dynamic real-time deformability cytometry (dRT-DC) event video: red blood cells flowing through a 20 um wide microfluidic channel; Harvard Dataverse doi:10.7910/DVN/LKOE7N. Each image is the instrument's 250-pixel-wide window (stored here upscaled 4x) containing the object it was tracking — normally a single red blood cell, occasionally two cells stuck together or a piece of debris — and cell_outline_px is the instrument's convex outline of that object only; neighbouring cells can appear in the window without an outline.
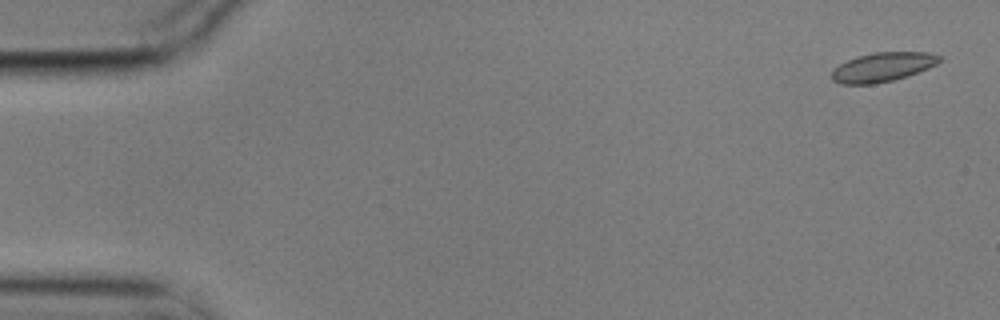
{"species": "common noctule bat (a hibernating species)", "species_latin": "Nyctalus noctula", "temperature_condition": "cold", "stored_images_in_passage": 2, "camera_frame_rate_fps": 3000, "um_per_image_px": 0.085, "animal": {"sex": "male", "body_mass_g": 17.9}, "frame": {"image": 1, "passage_image": 1, "time_ms": 0.0, "image_size_px": [1000, 320], "cell_outline_px": [[940, 60], [936, 64], [928, 68], [908, 76], [892, 80], [872, 84], [840, 84], [832, 80], [832, 72], [840, 64], [856, 56], [872, 52], [928, 52], [940, 56]], "centroid_in_image_um": [75.02, 5.69], "position_along_channel_um": 10.0, "area_um2": 18.21}}